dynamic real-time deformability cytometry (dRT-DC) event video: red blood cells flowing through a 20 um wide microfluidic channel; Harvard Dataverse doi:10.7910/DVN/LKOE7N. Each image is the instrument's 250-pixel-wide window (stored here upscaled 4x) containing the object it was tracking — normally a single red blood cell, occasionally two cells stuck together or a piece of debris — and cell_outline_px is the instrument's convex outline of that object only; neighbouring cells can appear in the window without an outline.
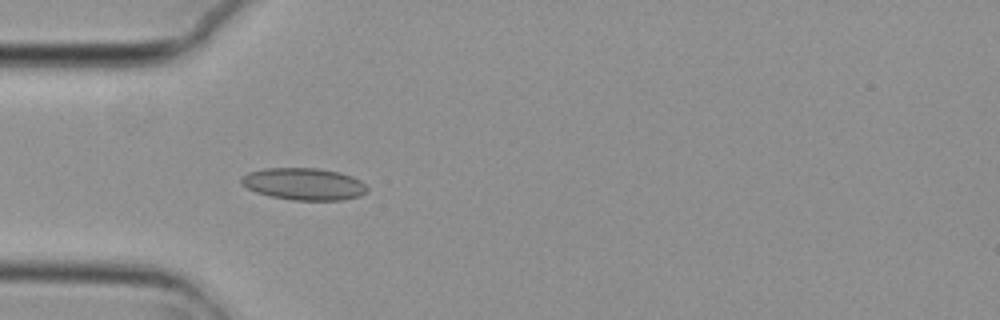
{"species": "common noctule bat (a hibernating species)", "species_latin": "Nyctalus noctula", "temperature_condition": "cold", "stored_images_in_passage": 5, "camera_frame_rate_fps": 3000, "um_per_image_px": 0.085, "animal": {"sex": "female", "body_mass_g": 29.2, "forearm_length_mm": 56.3}, "frame": {"image": 1, "passage_image": 5, "time_ms": 1.333, "image_size_px": [1000, 320], "cell_outline_px": [[368, 192], [360, 196], [344, 200], [292, 200], [272, 196], [256, 192], [240, 184], [240, 176], [248, 172], [264, 168], [320, 168], [340, 172], [352, 176], [360, 180], [368, 188]], "centroid_in_image_um": [25.83, 15.63], "position_along_channel_um": 59.2, "area_um2": 23.76}}